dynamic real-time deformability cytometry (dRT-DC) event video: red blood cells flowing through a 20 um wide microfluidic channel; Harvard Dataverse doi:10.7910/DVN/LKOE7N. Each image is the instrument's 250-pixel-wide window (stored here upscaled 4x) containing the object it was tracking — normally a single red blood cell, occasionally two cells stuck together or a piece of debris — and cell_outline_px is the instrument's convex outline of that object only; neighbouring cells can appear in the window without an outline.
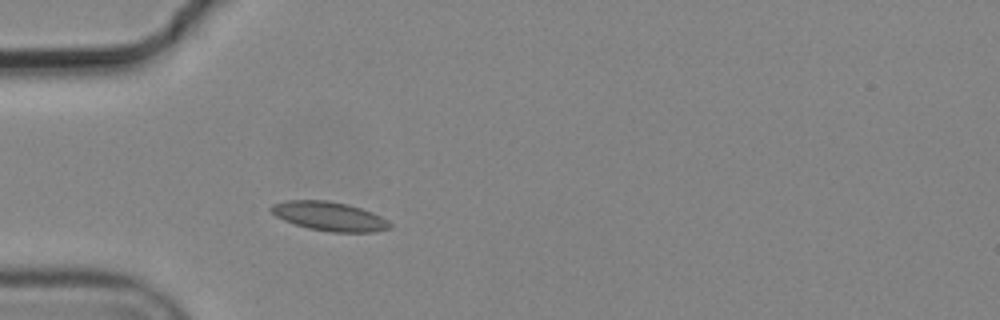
{"species": "common noctule bat (a hibernating species)", "species_latin": "Nyctalus noctula", "temperature_condition": "cold", "stored_images_in_passage": 1, "camera_frame_rate_fps": 3000, "um_per_image_px": 0.085, "animal": {"sex": "male", "body_mass_g": 19.2, "forearm_length_mm": 51.8}, "frame": {"image": 1, "passage_image": 1, "time_ms": 0.0, "image_size_px": [1000, 320], "cell_outline_px": [[392, 228], [376, 232], [332, 232], [308, 228], [284, 220], [276, 216], [268, 208], [272, 204], [288, 200], [328, 200], [348, 204], [372, 212], [388, 220], [392, 224]], "centroid_in_image_um": [28.02, 18.38], "position_along_channel_um": 57.0, "area_um2": 20.17}}